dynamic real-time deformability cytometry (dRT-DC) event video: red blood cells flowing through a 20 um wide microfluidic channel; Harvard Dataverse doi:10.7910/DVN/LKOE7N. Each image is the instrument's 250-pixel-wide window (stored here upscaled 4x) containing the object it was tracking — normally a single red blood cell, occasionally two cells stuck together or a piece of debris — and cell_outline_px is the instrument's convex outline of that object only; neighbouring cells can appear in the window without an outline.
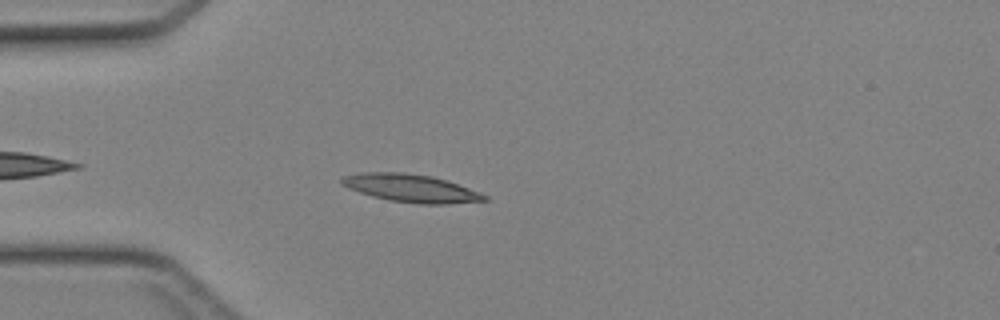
{"species": "Egyptian fruit bat (a non-hibernating species)", "species_latin": "Rousettus aegyptiacus", "temperature_condition": "cold", "stored_images_in_passage": 29, "camera_frame_rate_fps": 3000, "um_per_image_px": 0.085, "animal": {"sex": "female"}, "frame": {"image": 1, "passage_image": 4, "time_ms": 1.0, "image_size_px": [1000, 320], "cell_outline_px": [[488, 200], [448, 204], [420, 204], [388, 200], [372, 196], [348, 188], [340, 184], [340, 180], [344, 176], [364, 172], [404, 172], [432, 176], [480, 192], [488, 196]], "centroid_in_image_um": [34.92, 16.0], "position_along_channel_um": 50.1, "area_um2": 23.06}}
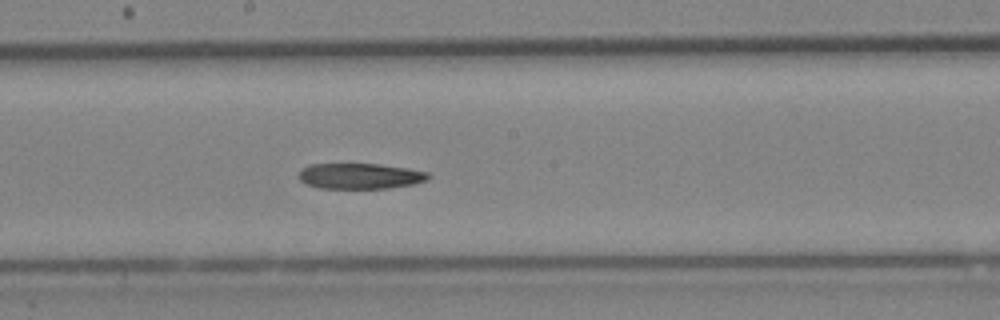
{"frame": {"image": 2, "passage_image": 16, "time_ms": 5.0, "image_size_px": [1000, 320], "cell_outline_px": [[432, 176], [428, 180], [412, 184], [388, 188], [320, 188], [308, 184], [300, 180], [300, 168], [312, 164], [380, 164], [408, 168], [428, 172]], "centroid_in_image_um": [30.64, 14.96], "position_along_channel_um": 217.6, "area_um2": 19.31}}
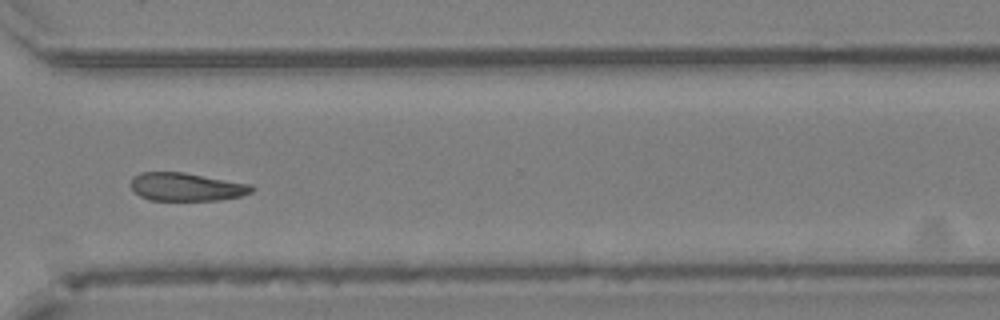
{"frame": {"image": 3, "passage_image": 25, "time_ms": 8.0, "image_size_px": [1000, 320], "cell_outline_px": [[256, 188], [252, 192], [240, 196], [216, 200], [152, 200], [140, 196], [132, 188], [132, 180], [140, 172], [184, 172], [252, 184]], "centroid_in_image_um": [15.9, 15.88], "position_along_channel_um": 354.7, "area_um2": 19.71}}